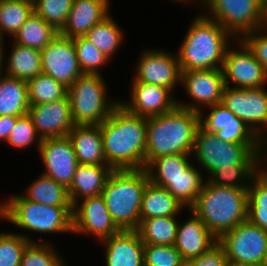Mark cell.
<instances>
[{
    "label": "cell",
    "mask_w": 267,
    "mask_h": 266,
    "mask_svg": "<svg viewBox=\"0 0 267 266\" xmlns=\"http://www.w3.org/2000/svg\"><path fill=\"white\" fill-rule=\"evenodd\" d=\"M191 154L164 155L152 160L144 169L149 181L156 186L163 187L168 178H177L184 174L192 164L189 160Z\"/></svg>",
    "instance_id": "34"
},
{
    "label": "cell",
    "mask_w": 267,
    "mask_h": 266,
    "mask_svg": "<svg viewBox=\"0 0 267 266\" xmlns=\"http://www.w3.org/2000/svg\"><path fill=\"white\" fill-rule=\"evenodd\" d=\"M242 266H267V263L253 264V265H242Z\"/></svg>",
    "instance_id": "55"
},
{
    "label": "cell",
    "mask_w": 267,
    "mask_h": 266,
    "mask_svg": "<svg viewBox=\"0 0 267 266\" xmlns=\"http://www.w3.org/2000/svg\"><path fill=\"white\" fill-rule=\"evenodd\" d=\"M19 116H0V141H7Z\"/></svg>",
    "instance_id": "47"
},
{
    "label": "cell",
    "mask_w": 267,
    "mask_h": 266,
    "mask_svg": "<svg viewBox=\"0 0 267 266\" xmlns=\"http://www.w3.org/2000/svg\"><path fill=\"white\" fill-rule=\"evenodd\" d=\"M236 41L239 43H237L238 49L230 48V44L225 51L221 68L225 86L229 87V82H232L235 84L233 88L264 87L267 84V72L263 65L242 41L238 39Z\"/></svg>",
    "instance_id": "12"
},
{
    "label": "cell",
    "mask_w": 267,
    "mask_h": 266,
    "mask_svg": "<svg viewBox=\"0 0 267 266\" xmlns=\"http://www.w3.org/2000/svg\"><path fill=\"white\" fill-rule=\"evenodd\" d=\"M221 104L239 117L261 141L267 137V90L264 87L225 86Z\"/></svg>",
    "instance_id": "11"
},
{
    "label": "cell",
    "mask_w": 267,
    "mask_h": 266,
    "mask_svg": "<svg viewBox=\"0 0 267 266\" xmlns=\"http://www.w3.org/2000/svg\"><path fill=\"white\" fill-rule=\"evenodd\" d=\"M106 162L113 169H144L147 118L118 105L100 124Z\"/></svg>",
    "instance_id": "1"
},
{
    "label": "cell",
    "mask_w": 267,
    "mask_h": 266,
    "mask_svg": "<svg viewBox=\"0 0 267 266\" xmlns=\"http://www.w3.org/2000/svg\"><path fill=\"white\" fill-rule=\"evenodd\" d=\"M106 246V266H142L144 243L136 230H120L101 240Z\"/></svg>",
    "instance_id": "22"
},
{
    "label": "cell",
    "mask_w": 267,
    "mask_h": 266,
    "mask_svg": "<svg viewBox=\"0 0 267 266\" xmlns=\"http://www.w3.org/2000/svg\"><path fill=\"white\" fill-rule=\"evenodd\" d=\"M30 105L45 104L64 98L68 88L51 76L40 73L27 81Z\"/></svg>",
    "instance_id": "36"
},
{
    "label": "cell",
    "mask_w": 267,
    "mask_h": 266,
    "mask_svg": "<svg viewBox=\"0 0 267 266\" xmlns=\"http://www.w3.org/2000/svg\"><path fill=\"white\" fill-rule=\"evenodd\" d=\"M3 37H4V36H2L1 33H0V48H3V47H4V45H3V44H4V42H3V41H4V40H3Z\"/></svg>",
    "instance_id": "54"
},
{
    "label": "cell",
    "mask_w": 267,
    "mask_h": 266,
    "mask_svg": "<svg viewBox=\"0 0 267 266\" xmlns=\"http://www.w3.org/2000/svg\"><path fill=\"white\" fill-rule=\"evenodd\" d=\"M260 29L267 33V0H263L262 19Z\"/></svg>",
    "instance_id": "48"
},
{
    "label": "cell",
    "mask_w": 267,
    "mask_h": 266,
    "mask_svg": "<svg viewBox=\"0 0 267 266\" xmlns=\"http://www.w3.org/2000/svg\"><path fill=\"white\" fill-rule=\"evenodd\" d=\"M3 49L5 50V48H0V76L3 74V68H4V66L2 65L3 64V62H4V51H3Z\"/></svg>",
    "instance_id": "50"
},
{
    "label": "cell",
    "mask_w": 267,
    "mask_h": 266,
    "mask_svg": "<svg viewBox=\"0 0 267 266\" xmlns=\"http://www.w3.org/2000/svg\"><path fill=\"white\" fill-rule=\"evenodd\" d=\"M145 169H114L102 190L108 212L120 230H136L144 189L149 183Z\"/></svg>",
    "instance_id": "5"
},
{
    "label": "cell",
    "mask_w": 267,
    "mask_h": 266,
    "mask_svg": "<svg viewBox=\"0 0 267 266\" xmlns=\"http://www.w3.org/2000/svg\"><path fill=\"white\" fill-rule=\"evenodd\" d=\"M142 54L135 69L137 75L133 79L174 91L177 84L181 83L178 56L160 49H146Z\"/></svg>",
    "instance_id": "15"
},
{
    "label": "cell",
    "mask_w": 267,
    "mask_h": 266,
    "mask_svg": "<svg viewBox=\"0 0 267 266\" xmlns=\"http://www.w3.org/2000/svg\"><path fill=\"white\" fill-rule=\"evenodd\" d=\"M59 32L33 12L15 34L14 43L30 48L44 49Z\"/></svg>",
    "instance_id": "32"
},
{
    "label": "cell",
    "mask_w": 267,
    "mask_h": 266,
    "mask_svg": "<svg viewBox=\"0 0 267 266\" xmlns=\"http://www.w3.org/2000/svg\"><path fill=\"white\" fill-rule=\"evenodd\" d=\"M0 219H4V217H3V203L1 204L0 203Z\"/></svg>",
    "instance_id": "51"
},
{
    "label": "cell",
    "mask_w": 267,
    "mask_h": 266,
    "mask_svg": "<svg viewBox=\"0 0 267 266\" xmlns=\"http://www.w3.org/2000/svg\"><path fill=\"white\" fill-rule=\"evenodd\" d=\"M262 143L223 142L199 127L191 154L208 174L227 166H262Z\"/></svg>",
    "instance_id": "7"
},
{
    "label": "cell",
    "mask_w": 267,
    "mask_h": 266,
    "mask_svg": "<svg viewBox=\"0 0 267 266\" xmlns=\"http://www.w3.org/2000/svg\"><path fill=\"white\" fill-rule=\"evenodd\" d=\"M73 206L43 205L16 195L3 201V220L20 229L44 233H73Z\"/></svg>",
    "instance_id": "6"
},
{
    "label": "cell",
    "mask_w": 267,
    "mask_h": 266,
    "mask_svg": "<svg viewBox=\"0 0 267 266\" xmlns=\"http://www.w3.org/2000/svg\"><path fill=\"white\" fill-rule=\"evenodd\" d=\"M38 137V138H37ZM37 141V142H36ZM42 139L39 138L36 128L33 124L31 116L27 113L25 115L19 116L15 127L10 132L7 139V144L15 148H25L32 145V143H37V148L41 144Z\"/></svg>",
    "instance_id": "44"
},
{
    "label": "cell",
    "mask_w": 267,
    "mask_h": 266,
    "mask_svg": "<svg viewBox=\"0 0 267 266\" xmlns=\"http://www.w3.org/2000/svg\"><path fill=\"white\" fill-rule=\"evenodd\" d=\"M106 84L102 74H82L68 88L75 125H100L120 104L107 101Z\"/></svg>",
    "instance_id": "8"
},
{
    "label": "cell",
    "mask_w": 267,
    "mask_h": 266,
    "mask_svg": "<svg viewBox=\"0 0 267 266\" xmlns=\"http://www.w3.org/2000/svg\"><path fill=\"white\" fill-rule=\"evenodd\" d=\"M239 40L248 47L253 56L263 65L267 72V33H264L261 29H257L244 34Z\"/></svg>",
    "instance_id": "45"
},
{
    "label": "cell",
    "mask_w": 267,
    "mask_h": 266,
    "mask_svg": "<svg viewBox=\"0 0 267 266\" xmlns=\"http://www.w3.org/2000/svg\"><path fill=\"white\" fill-rule=\"evenodd\" d=\"M109 0H74L67 21L59 32L61 36H85L95 25L109 16Z\"/></svg>",
    "instance_id": "23"
},
{
    "label": "cell",
    "mask_w": 267,
    "mask_h": 266,
    "mask_svg": "<svg viewBox=\"0 0 267 266\" xmlns=\"http://www.w3.org/2000/svg\"><path fill=\"white\" fill-rule=\"evenodd\" d=\"M210 113L200 112V127L223 142L262 143L247 125L223 104L209 106Z\"/></svg>",
    "instance_id": "19"
},
{
    "label": "cell",
    "mask_w": 267,
    "mask_h": 266,
    "mask_svg": "<svg viewBox=\"0 0 267 266\" xmlns=\"http://www.w3.org/2000/svg\"><path fill=\"white\" fill-rule=\"evenodd\" d=\"M202 3L209 10L205 16L218 22L234 38L240 39L260 29L263 0H204Z\"/></svg>",
    "instance_id": "10"
},
{
    "label": "cell",
    "mask_w": 267,
    "mask_h": 266,
    "mask_svg": "<svg viewBox=\"0 0 267 266\" xmlns=\"http://www.w3.org/2000/svg\"><path fill=\"white\" fill-rule=\"evenodd\" d=\"M31 116L39 138L66 137L75 126L71 115V103L68 94L59 100L30 105Z\"/></svg>",
    "instance_id": "18"
},
{
    "label": "cell",
    "mask_w": 267,
    "mask_h": 266,
    "mask_svg": "<svg viewBox=\"0 0 267 266\" xmlns=\"http://www.w3.org/2000/svg\"><path fill=\"white\" fill-rule=\"evenodd\" d=\"M26 234L0 233V266H20L22 254L32 241Z\"/></svg>",
    "instance_id": "41"
},
{
    "label": "cell",
    "mask_w": 267,
    "mask_h": 266,
    "mask_svg": "<svg viewBox=\"0 0 267 266\" xmlns=\"http://www.w3.org/2000/svg\"><path fill=\"white\" fill-rule=\"evenodd\" d=\"M199 127V112L179 106L168 113L148 117L145 167L160 156L191 154Z\"/></svg>",
    "instance_id": "2"
},
{
    "label": "cell",
    "mask_w": 267,
    "mask_h": 266,
    "mask_svg": "<svg viewBox=\"0 0 267 266\" xmlns=\"http://www.w3.org/2000/svg\"><path fill=\"white\" fill-rule=\"evenodd\" d=\"M202 175L201 170L191 164L184 174L177 178H168L162 188L167 189L184 207L190 209L196 203L204 185Z\"/></svg>",
    "instance_id": "31"
},
{
    "label": "cell",
    "mask_w": 267,
    "mask_h": 266,
    "mask_svg": "<svg viewBox=\"0 0 267 266\" xmlns=\"http://www.w3.org/2000/svg\"><path fill=\"white\" fill-rule=\"evenodd\" d=\"M186 93L192 99L191 103L177 102V106L201 112L205 107L220 104L225 87L221 69L188 70L181 72V83Z\"/></svg>",
    "instance_id": "13"
},
{
    "label": "cell",
    "mask_w": 267,
    "mask_h": 266,
    "mask_svg": "<svg viewBox=\"0 0 267 266\" xmlns=\"http://www.w3.org/2000/svg\"><path fill=\"white\" fill-rule=\"evenodd\" d=\"M203 14L191 22L176 54L181 72L221 69L230 39H234L218 22Z\"/></svg>",
    "instance_id": "3"
},
{
    "label": "cell",
    "mask_w": 267,
    "mask_h": 266,
    "mask_svg": "<svg viewBox=\"0 0 267 266\" xmlns=\"http://www.w3.org/2000/svg\"><path fill=\"white\" fill-rule=\"evenodd\" d=\"M229 266L267 263V231L250 223H239L218 238Z\"/></svg>",
    "instance_id": "9"
},
{
    "label": "cell",
    "mask_w": 267,
    "mask_h": 266,
    "mask_svg": "<svg viewBox=\"0 0 267 266\" xmlns=\"http://www.w3.org/2000/svg\"><path fill=\"white\" fill-rule=\"evenodd\" d=\"M185 266H229L223 247L217 242L200 256L190 259Z\"/></svg>",
    "instance_id": "46"
},
{
    "label": "cell",
    "mask_w": 267,
    "mask_h": 266,
    "mask_svg": "<svg viewBox=\"0 0 267 266\" xmlns=\"http://www.w3.org/2000/svg\"><path fill=\"white\" fill-rule=\"evenodd\" d=\"M110 16L95 24L85 35L109 59L113 58L112 56L117 52L124 38L119 24Z\"/></svg>",
    "instance_id": "35"
},
{
    "label": "cell",
    "mask_w": 267,
    "mask_h": 266,
    "mask_svg": "<svg viewBox=\"0 0 267 266\" xmlns=\"http://www.w3.org/2000/svg\"><path fill=\"white\" fill-rule=\"evenodd\" d=\"M57 253L48 242H30L23 251L20 266H65Z\"/></svg>",
    "instance_id": "42"
},
{
    "label": "cell",
    "mask_w": 267,
    "mask_h": 266,
    "mask_svg": "<svg viewBox=\"0 0 267 266\" xmlns=\"http://www.w3.org/2000/svg\"><path fill=\"white\" fill-rule=\"evenodd\" d=\"M146 266H185L186 262L174 245L144 244Z\"/></svg>",
    "instance_id": "43"
},
{
    "label": "cell",
    "mask_w": 267,
    "mask_h": 266,
    "mask_svg": "<svg viewBox=\"0 0 267 266\" xmlns=\"http://www.w3.org/2000/svg\"><path fill=\"white\" fill-rule=\"evenodd\" d=\"M68 137L72 141L79 164L108 165L100 125H75Z\"/></svg>",
    "instance_id": "25"
},
{
    "label": "cell",
    "mask_w": 267,
    "mask_h": 266,
    "mask_svg": "<svg viewBox=\"0 0 267 266\" xmlns=\"http://www.w3.org/2000/svg\"><path fill=\"white\" fill-rule=\"evenodd\" d=\"M247 220L267 231V173L261 167L248 188Z\"/></svg>",
    "instance_id": "33"
},
{
    "label": "cell",
    "mask_w": 267,
    "mask_h": 266,
    "mask_svg": "<svg viewBox=\"0 0 267 266\" xmlns=\"http://www.w3.org/2000/svg\"><path fill=\"white\" fill-rule=\"evenodd\" d=\"M42 73L69 88L83 73L77 61V53L72 38L58 34L41 50Z\"/></svg>",
    "instance_id": "14"
},
{
    "label": "cell",
    "mask_w": 267,
    "mask_h": 266,
    "mask_svg": "<svg viewBox=\"0 0 267 266\" xmlns=\"http://www.w3.org/2000/svg\"><path fill=\"white\" fill-rule=\"evenodd\" d=\"M33 12V5L23 0H0L1 35L14 37Z\"/></svg>",
    "instance_id": "37"
},
{
    "label": "cell",
    "mask_w": 267,
    "mask_h": 266,
    "mask_svg": "<svg viewBox=\"0 0 267 266\" xmlns=\"http://www.w3.org/2000/svg\"><path fill=\"white\" fill-rule=\"evenodd\" d=\"M5 73L10 77L28 81L42 73L41 51L23 45L13 44L8 56Z\"/></svg>",
    "instance_id": "28"
},
{
    "label": "cell",
    "mask_w": 267,
    "mask_h": 266,
    "mask_svg": "<svg viewBox=\"0 0 267 266\" xmlns=\"http://www.w3.org/2000/svg\"><path fill=\"white\" fill-rule=\"evenodd\" d=\"M182 208L184 206L167 189L149 182L142 195L140 219L177 216Z\"/></svg>",
    "instance_id": "27"
},
{
    "label": "cell",
    "mask_w": 267,
    "mask_h": 266,
    "mask_svg": "<svg viewBox=\"0 0 267 266\" xmlns=\"http://www.w3.org/2000/svg\"><path fill=\"white\" fill-rule=\"evenodd\" d=\"M25 191L23 197L35 203L47 206H73L69 198L68 188L43 173Z\"/></svg>",
    "instance_id": "30"
},
{
    "label": "cell",
    "mask_w": 267,
    "mask_h": 266,
    "mask_svg": "<svg viewBox=\"0 0 267 266\" xmlns=\"http://www.w3.org/2000/svg\"><path fill=\"white\" fill-rule=\"evenodd\" d=\"M74 0H39L33 5V11L55 30L64 27Z\"/></svg>",
    "instance_id": "40"
},
{
    "label": "cell",
    "mask_w": 267,
    "mask_h": 266,
    "mask_svg": "<svg viewBox=\"0 0 267 266\" xmlns=\"http://www.w3.org/2000/svg\"><path fill=\"white\" fill-rule=\"evenodd\" d=\"M81 201L73 205V233L92 234L103 240L120 231L113 222L102 195L87 197Z\"/></svg>",
    "instance_id": "16"
},
{
    "label": "cell",
    "mask_w": 267,
    "mask_h": 266,
    "mask_svg": "<svg viewBox=\"0 0 267 266\" xmlns=\"http://www.w3.org/2000/svg\"><path fill=\"white\" fill-rule=\"evenodd\" d=\"M77 61L83 74H101L99 68L109 62V58L100 52L85 36L73 38Z\"/></svg>",
    "instance_id": "39"
},
{
    "label": "cell",
    "mask_w": 267,
    "mask_h": 266,
    "mask_svg": "<svg viewBox=\"0 0 267 266\" xmlns=\"http://www.w3.org/2000/svg\"><path fill=\"white\" fill-rule=\"evenodd\" d=\"M190 212L191 218L178 224L174 244L185 262L200 256L218 242L200 218L193 211Z\"/></svg>",
    "instance_id": "21"
},
{
    "label": "cell",
    "mask_w": 267,
    "mask_h": 266,
    "mask_svg": "<svg viewBox=\"0 0 267 266\" xmlns=\"http://www.w3.org/2000/svg\"><path fill=\"white\" fill-rule=\"evenodd\" d=\"M266 149V150H265ZM267 152V137L262 141V152H261V162L263 165H265L267 167V155L266 153Z\"/></svg>",
    "instance_id": "49"
},
{
    "label": "cell",
    "mask_w": 267,
    "mask_h": 266,
    "mask_svg": "<svg viewBox=\"0 0 267 266\" xmlns=\"http://www.w3.org/2000/svg\"><path fill=\"white\" fill-rule=\"evenodd\" d=\"M30 107L27 82L3 73L0 76V116H22Z\"/></svg>",
    "instance_id": "26"
},
{
    "label": "cell",
    "mask_w": 267,
    "mask_h": 266,
    "mask_svg": "<svg viewBox=\"0 0 267 266\" xmlns=\"http://www.w3.org/2000/svg\"><path fill=\"white\" fill-rule=\"evenodd\" d=\"M178 224L175 216L140 219L136 231L144 244L174 245Z\"/></svg>",
    "instance_id": "29"
},
{
    "label": "cell",
    "mask_w": 267,
    "mask_h": 266,
    "mask_svg": "<svg viewBox=\"0 0 267 266\" xmlns=\"http://www.w3.org/2000/svg\"><path fill=\"white\" fill-rule=\"evenodd\" d=\"M172 1H175V2L177 1V2H182V3H187V2H189L190 0H172ZM203 1H204V0H201V1L199 0V2H201V3H202ZM192 2H193V0H192Z\"/></svg>",
    "instance_id": "52"
},
{
    "label": "cell",
    "mask_w": 267,
    "mask_h": 266,
    "mask_svg": "<svg viewBox=\"0 0 267 266\" xmlns=\"http://www.w3.org/2000/svg\"><path fill=\"white\" fill-rule=\"evenodd\" d=\"M261 167L262 166H227L218 168L211 176H208V181L213 185L248 189L253 175Z\"/></svg>",
    "instance_id": "38"
},
{
    "label": "cell",
    "mask_w": 267,
    "mask_h": 266,
    "mask_svg": "<svg viewBox=\"0 0 267 266\" xmlns=\"http://www.w3.org/2000/svg\"><path fill=\"white\" fill-rule=\"evenodd\" d=\"M131 84V101H120V105L134 115L146 118L158 116L172 111L177 106L172 92L165 87L138 82L135 79Z\"/></svg>",
    "instance_id": "20"
},
{
    "label": "cell",
    "mask_w": 267,
    "mask_h": 266,
    "mask_svg": "<svg viewBox=\"0 0 267 266\" xmlns=\"http://www.w3.org/2000/svg\"><path fill=\"white\" fill-rule=\"evenodd\" d=\"M189 210L218 239L247 220L248 189L213 185L206 180L196 203Z\"/></svg>",
    "instance_id": "4"
},
{
    "label": "cell",
    "mask_w": 267,
    "mask_h": 266,
    "mask_svg": "<svg viewBox=\"0 0 267 266\" xmlns=\"http://www.w3.org/2000/svg\"><path fill=\"white\" fill-rule=\"evenodd\" d=\"M23 1L28 2V3L32 4V5H34V4H36L39 0H23Z\"/></svg>",
    "instance_id": "53"
},
{
    "label": "cell",
    "mask_w": 267,
    "mask_h": 266,
    "mask_svg": "<svg viewBox=\"0 0 267 266\" xmlns=\"http://www.w3.org/2000/svg\"><path fill=\"white\" fill-rule=\"evenodd\" d=\"M38 151L46 168L43 174L69 188L79 164L70 138L43 139Z\"/></svg>",
    "instance_id": "17"
},
{
    "label": "cell",
    "mask_w": 267,
    "mask_h": 266,
    "mask_svg": "<svg viewBox=\"0 0 267 266\" xmlns=\"http://www.w3.org/2000/svg\"><path fill=\"white\" fill-rule=\"evenodd\" d=\"M114 169L109 165L78 164L68 194L72 205L80 199L102 194Z\"/></svg>",
    "instance_id": "24"
}]
</instances>
